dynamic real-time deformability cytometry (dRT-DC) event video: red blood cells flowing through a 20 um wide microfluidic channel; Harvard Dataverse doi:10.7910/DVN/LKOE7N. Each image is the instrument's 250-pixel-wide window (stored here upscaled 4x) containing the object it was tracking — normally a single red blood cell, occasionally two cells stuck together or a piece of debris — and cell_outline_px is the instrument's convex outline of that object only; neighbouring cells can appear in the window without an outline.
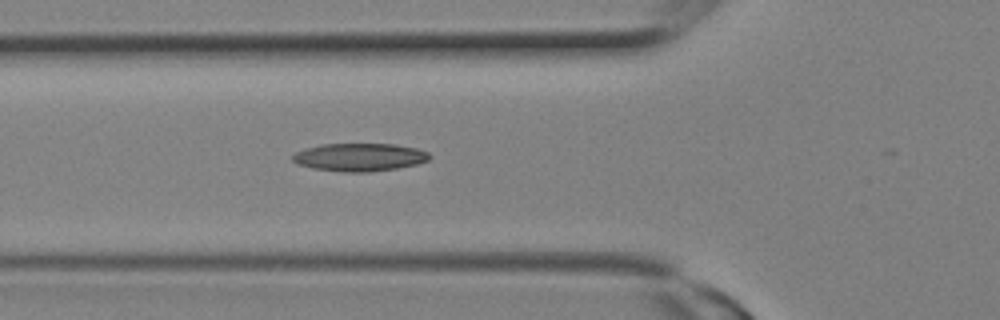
{"species": "Egyptian fruit bat (a non-hibernating species)", "species_latin": "Rousettus aegyptiacus", "temperature_condition": "room temperature", "stored_images_in_passage": 5, "camera_frame_rate_fps": 3000, "um_per_image_px": 0.085, "animal": {"sex": "female"}, "frame": {"image": 1, "passage_image": 5, "time_ms": 1.333, "image_size_px": [1000, 320], "cell_outline_px": [[432, 156], [428, 160], [416, 164], [396, 168], [368, 172], [340, 172], [312, 168], [300, 164], [292, 160], [292, 156], [296, 152], [320, 144], [396, 144], [416, 148], [428, 152]], "centroid_in_image_um": [30.58, 13.36], "position_along_channel_um": 95.2, "area_um2": 22.2}}